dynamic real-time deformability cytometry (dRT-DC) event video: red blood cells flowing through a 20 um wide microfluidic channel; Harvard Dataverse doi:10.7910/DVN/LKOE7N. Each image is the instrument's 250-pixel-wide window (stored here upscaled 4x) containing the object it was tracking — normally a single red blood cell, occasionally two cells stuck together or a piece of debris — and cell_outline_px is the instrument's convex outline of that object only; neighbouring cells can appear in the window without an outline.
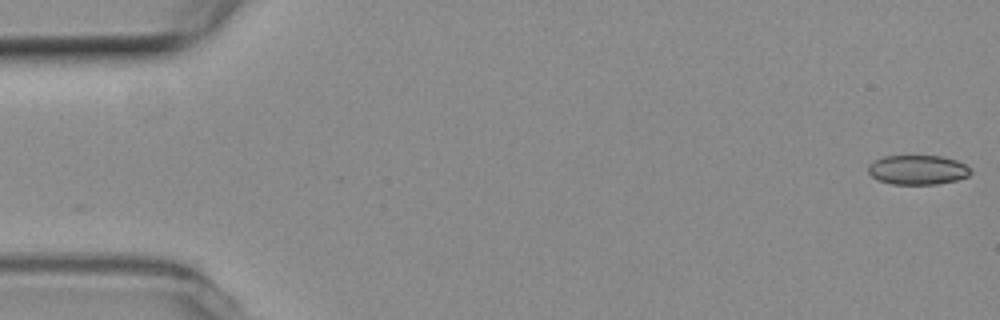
{"species": "common noctule bat (a hibernating species)", "species_latin": "Nyctalus noctula", "temperature_condition": "room temperature", "stored_images_in_passage": 48, "camera_frame_rate_fps": 3000, "um_per_image_px": 0.085, "animal": {"sex": "female", "body_mass_g": 19.3, "forearm_length_mm": 54.1}, "frame": {"image": 1, "passage_image": 1, "time_ms": 0.0, "image_size_px": [1000, 320], "cell_outline_px": [[972, 172], [968, 176], [956, 180], [936, 184], [892, 184], [876, 180], [868, 172], [868, 164], [872, 160], [884, 156], [940, 156], [956, 160], [964, 164]], "centroid_in_image_um": [77.95, 14.43], "position_along_channel_um": 7.1, "area_um2": 17.63}}
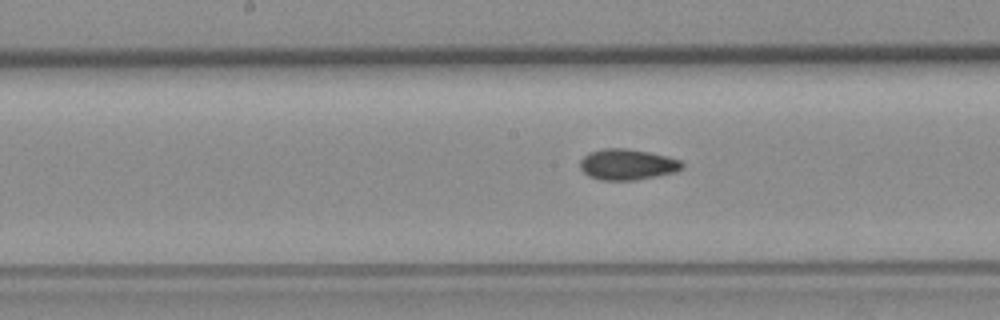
{"frame": {"image": 2, "passage_image": 27, "time_ms": 8.667, "image_size_px": [1000, 320], "cell_outline_px": [[684, 168], [676, 172], [636, 180], [600, 180], [588, 176], [580, 168], [580, 160], [588, 152], [604, 148], [624, 148], [648, 152], [680, 160], [684, 164]], "centroid_in_image_um": [53.31, 13.98], "position_along_channel_um": 194.9, "area_um2": 18.38}}
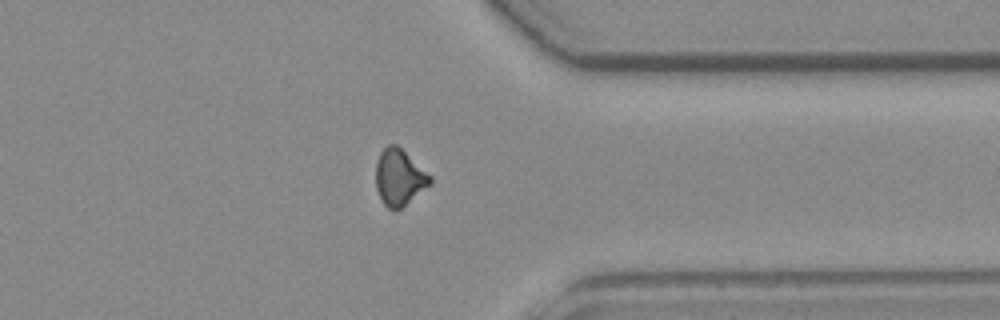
{"frame": {"image": 3, "passage_image": 42, "time_ms": 13.667, "image_size_px": [1000, 320], "cell_outline_px": [[432, 184], [400, 208], [388, 208], [384, 204], [376, 188], [376, 160], [380, 152], [388, 144], [396, 144], [432, 176]], "centroid_in_image_um": [33.94, 15.05], "position_along_channel_um": 377.5, "area_um2": 17.63}, "authors_computed_cell_mechanics": {"area_um2": 18.0625, "velocity_mm_per_s": 3.8087, "shape_relaxation_time_tau1_ms": null, "shape_relaxation_time_tau2_ms": 4.0516, "deformation_change_tau1": null, "deformation_change_tau2": 0.0803}}